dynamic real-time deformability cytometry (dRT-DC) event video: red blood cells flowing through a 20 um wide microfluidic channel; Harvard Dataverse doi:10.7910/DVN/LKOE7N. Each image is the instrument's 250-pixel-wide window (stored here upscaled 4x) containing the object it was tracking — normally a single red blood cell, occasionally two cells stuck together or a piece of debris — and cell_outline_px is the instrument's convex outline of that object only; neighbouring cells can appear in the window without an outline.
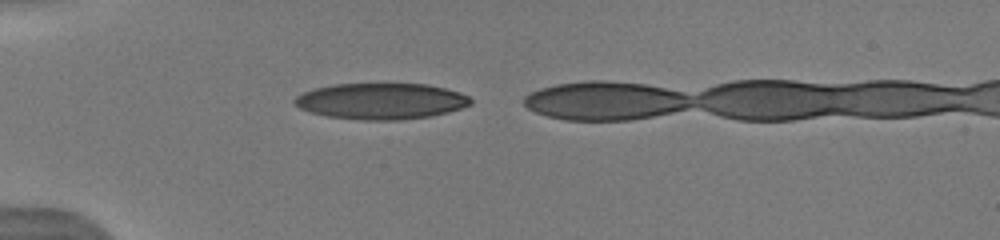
{"species": "human", "species_latin": "Homo sapiens", "temperature_condition": "warm", "stored_images_in_passage": 4, "camera_frame_rate_fps": 3000, "um_per_image_px": 0.085, "donor": {"sex": "male"}, "frame": {"image": 1, "passage_image": 1, "time_ms": 0.0, "image_size_px": [1000, 240], "cell_outline_px": [[472, 104], [448, 112], [428, 116], [400, 120], [364, 120], [328, 116], [312, 112], [300, 108], [292, 104], [292, 100], [296, 96], [304, 92], [316, 88], [332, 84], [428, 84], [460, 92], [468, 96], [472, 100]], "centroid_in_image_um": [32.38, 8.59], "position_along_channel_um": 52.6, "area_um2": 36.93}}
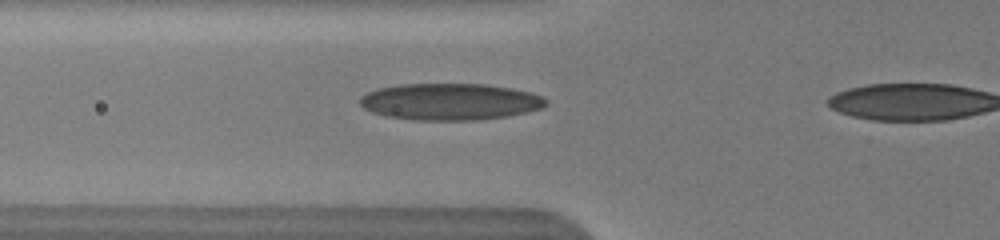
{"frame": {"image": 2, "passage_image": 3, "time_ms": 1.333, "image_size_px": [1000, 240], "cell_outline_px": [[548, 104], [544, 108], [508, 116], [480, 120], [416, 120], [388, 116], [372, 112], [364, 108], [360, 104], [360, 96], [368, 92], [380, 88], [400, 84], [484, 84], [512, 88], [528, 92], [540, 96]], "centroid_in_image_um": [38.26, 8.65], "position_along_channel_um": 87.5, "area_um2": 39.65}}